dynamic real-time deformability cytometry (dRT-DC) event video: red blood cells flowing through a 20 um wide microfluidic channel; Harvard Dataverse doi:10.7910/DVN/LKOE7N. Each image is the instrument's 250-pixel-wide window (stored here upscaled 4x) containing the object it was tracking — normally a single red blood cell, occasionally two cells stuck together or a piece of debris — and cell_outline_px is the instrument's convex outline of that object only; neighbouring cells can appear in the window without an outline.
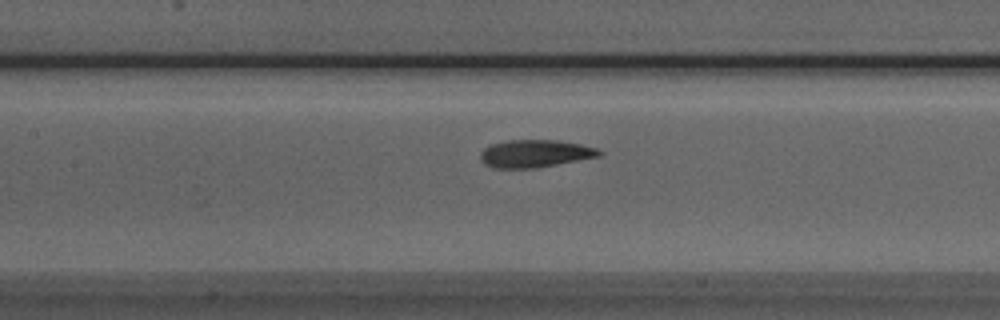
{"species": "Egyptian fruit bat (a non-hibernating species)", "species_latin": "Rousettus aegyptiacus", "temperature_condition": "room temperature", "stored_images_in_passage": 39, "camera_frame_rate_fps": 3000, "um_per_image_px": 0.085, "animal": {"sex": "male"}, "frame": {"image": 1, "passage_image": 12, "time_ms": 3.667, "image_size_px": [1000, 320], "cell_outline_px": [[604, 152], [600, 156], [536, 168], [492, 168], [484, 164], [480, 160], [480, 152], [488, 144], [508, 140], [556, 140], [580, 144], [596, 148]], "centroid_in_image_um": [45.43, 13.05], "position_along_channel_um": 162.0, "area_um2": 19.25}}
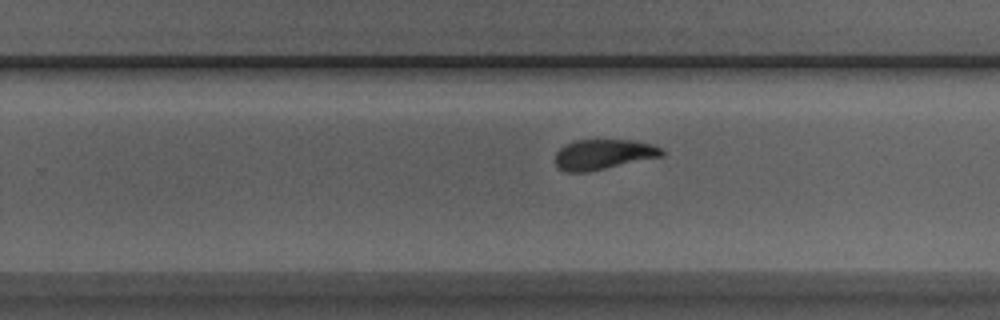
{"frame": {"image": 2, "passage_image": 21, "time_ms": 6.667, "image_size_px": [1000, 320], "cell_outline_px": [[664, 156], [588, 172], [564, 172], [556, 164], [556, 152], [564, 144], [576, 140], [632, 140], [652, 144], [660, 148], [664, 152]], "centroid_in_image_um": [51.29, 13.12], "position_along_channel_um": 278.5, "area_um2": 18.79}}
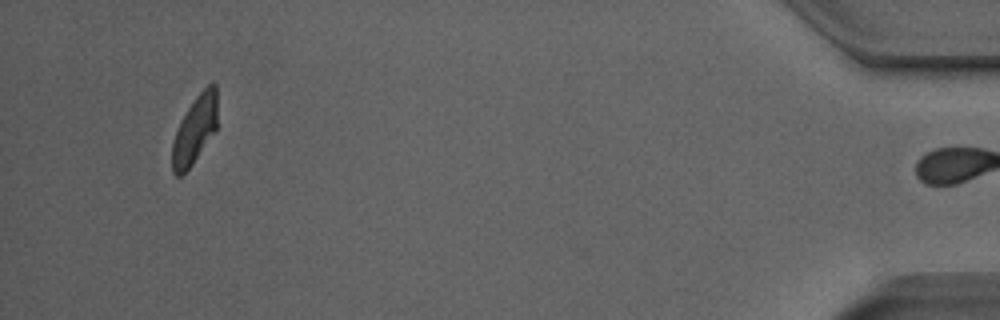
{"frame": {"image": 3, "passage_image": 38, "time_ms": 12.333, "image_size_px": [1000, 320], "cell_outline_px": [[216, 132], [192, 164], [180, 176], [176, 176], [172, 172], [172, 144], [180, 120], [196, 96], [208, 84], [216, 84]], "centroid_in_image_um": [16.55, 11.05], "position_along_channel_um": 418.6, "area_um2": 17.74}, "authors_computed_cell_mechanics": {"area_um2": 19.4208, "velocity_mm_per_s": 3.9027, "shape_relaxation_time_tau1_ms": 3.8421, "shape_relaxation_time_tau2_ms": 2.6707, "deformation_change_tau1": 0.1696, "deformation_change_tau2": 0.0842}}